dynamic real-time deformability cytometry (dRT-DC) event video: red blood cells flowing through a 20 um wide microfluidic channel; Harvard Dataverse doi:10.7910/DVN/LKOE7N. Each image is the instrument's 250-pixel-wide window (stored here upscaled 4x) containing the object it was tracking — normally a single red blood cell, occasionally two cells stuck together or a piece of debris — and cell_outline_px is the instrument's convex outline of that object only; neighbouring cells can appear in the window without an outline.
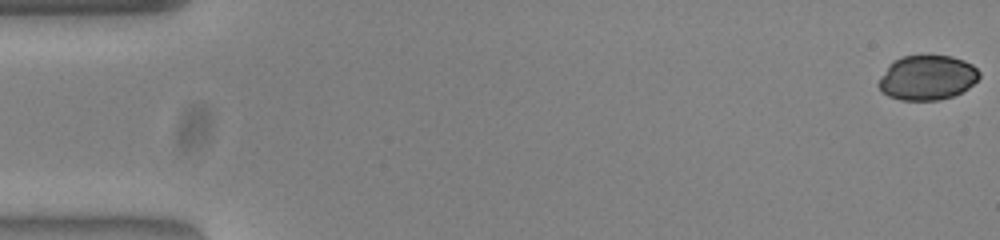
{"species": "common noctule bat (a hibernating species)", "species_latin": "Nyctalus noctula", "temperature_condition": "warm", "stored_images_in_passage": 54, "camera_frame_rate_fps": 3000, "um_per_image_px": 0.085, "animal": {"sex": "female", "body_mass_g": 23.0, "forearm_length_mm": 53.4}, "frame": {"image": 1, "passage_image": 1, "time_ms": 0.0, "image_size_px": [1000, 240], "cell_outline_px": [[980, 76], [968, 88], [952, 96], [940, 100], [900, 100], [888, 96], [876, 84], [888, 64], [892, 60], [900, 56], [924, 52], [952, 56], [964, 60], [972, 64], [980, 72]], "centroid_in_image_um": [78.78, 6.54], "position_along_channel_um": 6.2, "area_um2": 27.05}}
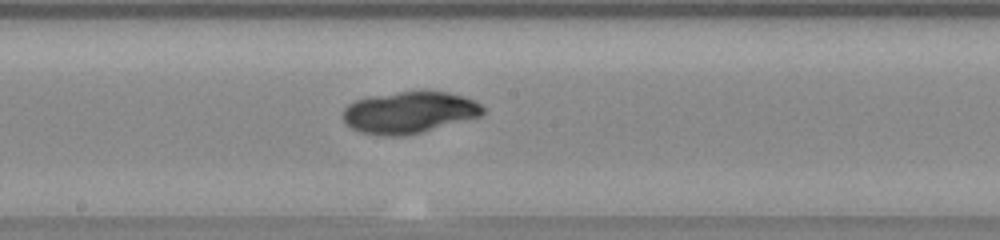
{"frame": {"image": 2, "passage_image": 29, "time_ms": 9.333, "image_size_px": [1000, 240], "cell_outline_px": [[484, 112], [480, 116], [420, 132], [400, 136], [384, 136], [360, 132], [344, 124], [344, 108], [348, 104], [356, 100], [372, 96], [400, 92], [448, 92], [464, 96], [480, 104], [484, 108]], "centroid_in_image_um": [34.76, 9.56], "position_along_channel_um": 213.4, "area_um2": 33.47}}
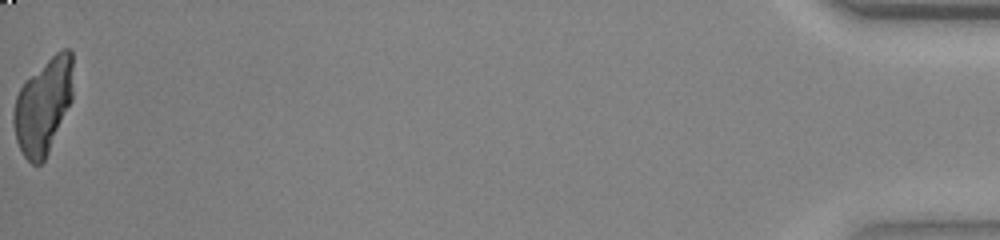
{"frame": {"image": 3, "passage_image": 54, "time_ms": 17.667, "image_size_px": [1000, 240], "cell_outline_px": [[72, 100], [48, 152], [44, 160], [40, 164], [32, 164], [24, 156], [16, 140], [12, 120], [12, 112], [16, 96], [20, 88], [56, 52], [64, 48], [68, 48], [72, 52]], "centroid_in_image_um": [3.67, 9.03], "position_along_channel_um": 431.5, "area_um2": 32.48}}